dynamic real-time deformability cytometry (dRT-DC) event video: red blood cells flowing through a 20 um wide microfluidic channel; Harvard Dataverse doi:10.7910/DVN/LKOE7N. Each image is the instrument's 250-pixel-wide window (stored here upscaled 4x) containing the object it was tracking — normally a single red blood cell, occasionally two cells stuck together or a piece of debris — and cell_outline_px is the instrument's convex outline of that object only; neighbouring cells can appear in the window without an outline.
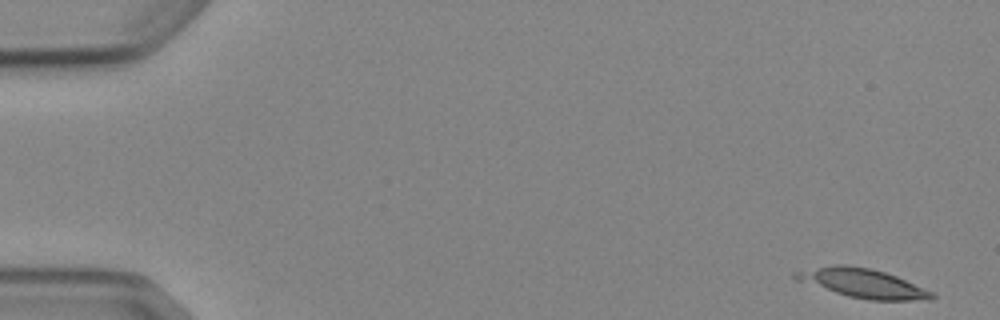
{"species": "Egyptian fruit bat (a non-hibernating species)", "species_latin": "Rousettus aegyptiacus", "temperature_condition": "cold", "stored_images_in_passage": 6, "segment_of_instrument_passage": [2, 2], "camera_frame_rate_fps": 3000, "um_per_image_px": 0.085, "animal": {"sex": "female"}, "frame": {"image": 1, "passage_image": 6, "time_ms": 6.0, "image_size_px": [1000, 320], "cell_outline_px": [[936, 296], [932, 300], [868, 300], [848, 296], [792, 280], [792, 272], [832, 264], [844, 264], [872, 268], [896, 276], [932, 292]], "centroid_in_image_um": [73.25, 24.06], "position_along_channel_um": 11.8, "area_um2": 23.24}}